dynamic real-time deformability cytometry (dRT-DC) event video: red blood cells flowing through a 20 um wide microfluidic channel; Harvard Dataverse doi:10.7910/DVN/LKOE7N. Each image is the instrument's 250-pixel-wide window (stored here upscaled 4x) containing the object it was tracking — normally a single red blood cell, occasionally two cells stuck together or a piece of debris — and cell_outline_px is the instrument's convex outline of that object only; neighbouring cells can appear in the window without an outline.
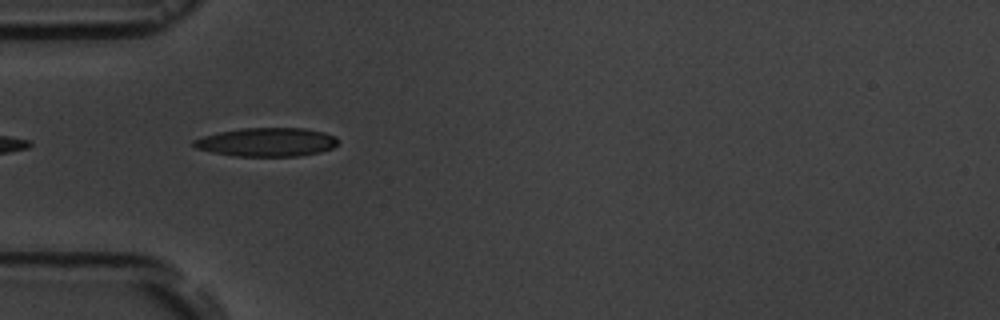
{"species": "common noctule bat (a hibernating species)", "species_latin": "Nyctalus noctula", "temperature_condition": "room temperature", "stored_images_in_passage": 8, "camera_frame_rate_fps": 3000, "um_per_image_px": 0.085, "animal": {"sex": "male", "body_mass_g": 19.5, "forearm_length_mm": 54.6}, "frame": {"image": 1, "passage_image": 2, "time_ms": 1.0, "image_size_px": [1000, 320], "cell_outline_px": [[340, 140], [332, 148], [320, 152], [300, 156], [236, 156], [212, 152], [196, 148], [192, 144], [192, 140], [204, 136], [220, 132], [240, 128], [304, 128], [324, 132], [336, 136]], "centroid_in_image_um": [22.7, 12.08], "position_along_channel_um": 62.3, "area_um2": 24.16}}
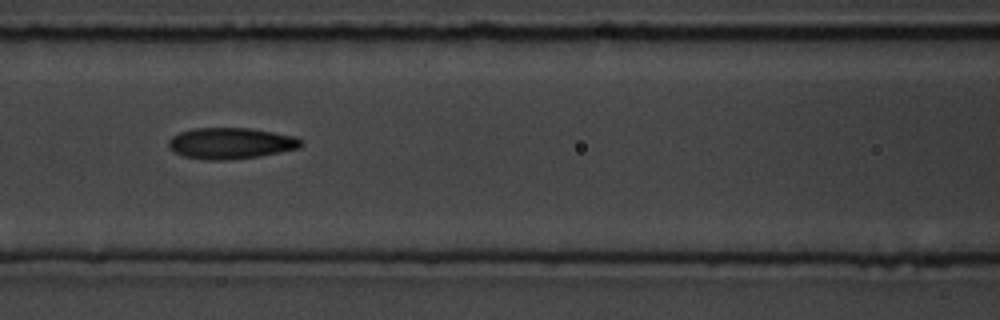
{"frame": {"image": 2, "passage_image": 4, "time_ms": 3.333, "image_size_px": [1000, 320], "cell_outline_px": [[304, 144], [300, 148], [260, 156], [232, 160], [204, 160], [184, 156], [168, 148], [168, 140], [172, 136], [180, 132], [192, 128], [248, 128], [296, 136]], "centroid_in_image_um": [19.61, 12.18], "position_along_channel_um": 147.0, "area_um2": 24.22}}
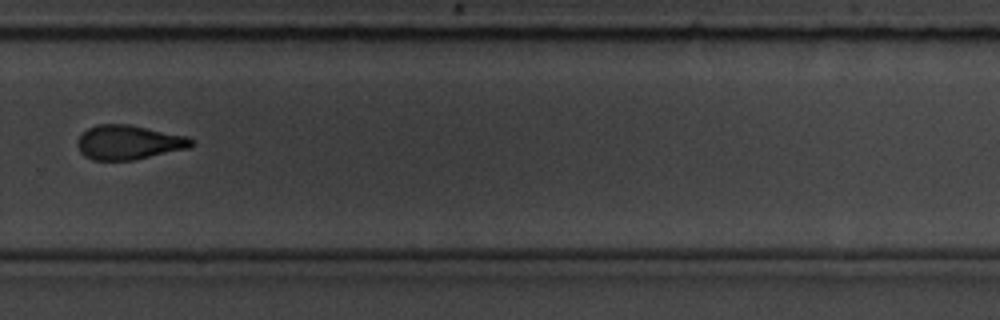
{"frame": {"image": 3, "passage_image": 8, "time_ms": 8.0, "image_size_px": [1000, 320], "cell_outline_px": [[196, 144], [188, 148], [132, 160], [92, 160], [84, 156], [80, 152], [76, 144], [76, 140], [88, 128], [100, 124], [128, 124], [188, 136], [196, 140]], "centroid_in_image_um": [10.95, 12.1], "position_along_channel_um": 318.9, "area_um2": 22.89}}